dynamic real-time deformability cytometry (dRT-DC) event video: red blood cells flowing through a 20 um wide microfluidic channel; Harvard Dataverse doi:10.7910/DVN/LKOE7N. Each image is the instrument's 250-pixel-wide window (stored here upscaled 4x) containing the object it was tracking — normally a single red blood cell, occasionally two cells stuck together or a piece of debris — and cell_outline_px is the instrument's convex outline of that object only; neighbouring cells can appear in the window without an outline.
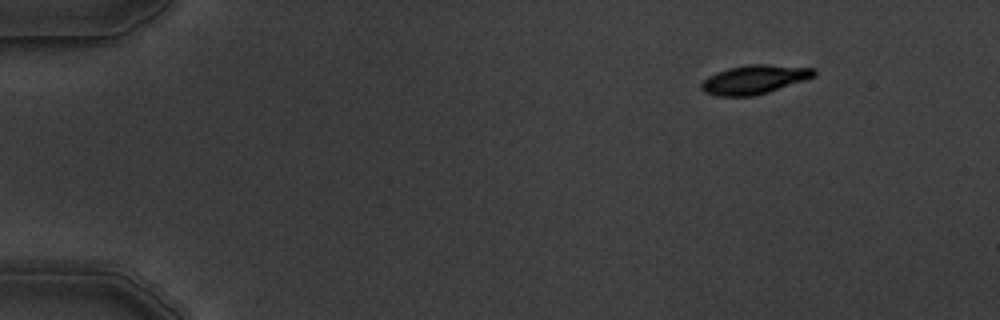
{"species": "common noctule bat (a hibernating species)", "species_latin": "Nyctalus noctula", "temperature_condition": "warm", "stored_images_in_passage": 5, "camera_frame_rate_fps": 3000, "um_per_image_px": 0.085, "animal": {"sex": "male", "body_mass_g": 19.5, "forearm_length_mm": 54.6}, "frame": {"image": 1, "passage_image": 1, "time_ms": 0.0, "image_size_px": [1000, 320], "cell_outline_px": [[816, 76], [768, 92], [752, 96], [716, 96], [704, 92], [700, 88], [700, 84], [708, 76], [716, 72], [728, 68], [748, 64], [768, 64], [816, 68]], "centroid_in_image_um": [64.11, 6.75], "position_along_channel_um": 20.9, "area_um2": 19.07}}
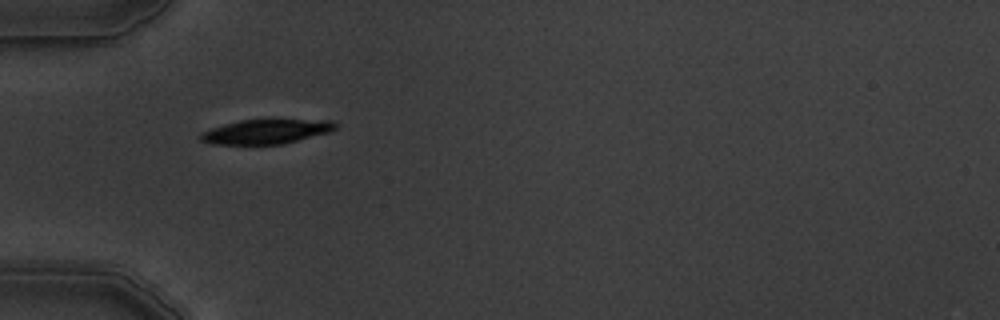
{"frame": {"image": 2, "passage_image": 4, "time_ms": 3.667, "image_size_px": [1000, 320], "cell_outline_px": [[336, 128], [332, 132], [280, 144], [212, 144], [200, 140], [200, 132], [224, 124], [240, 120], [264, 116], [272, 116], [332, 120], [336, 124]], "centroid_in_image_um": [22.7, 11.11], "position_along_channel_um": 62.3, "area_um2": 20.52}}